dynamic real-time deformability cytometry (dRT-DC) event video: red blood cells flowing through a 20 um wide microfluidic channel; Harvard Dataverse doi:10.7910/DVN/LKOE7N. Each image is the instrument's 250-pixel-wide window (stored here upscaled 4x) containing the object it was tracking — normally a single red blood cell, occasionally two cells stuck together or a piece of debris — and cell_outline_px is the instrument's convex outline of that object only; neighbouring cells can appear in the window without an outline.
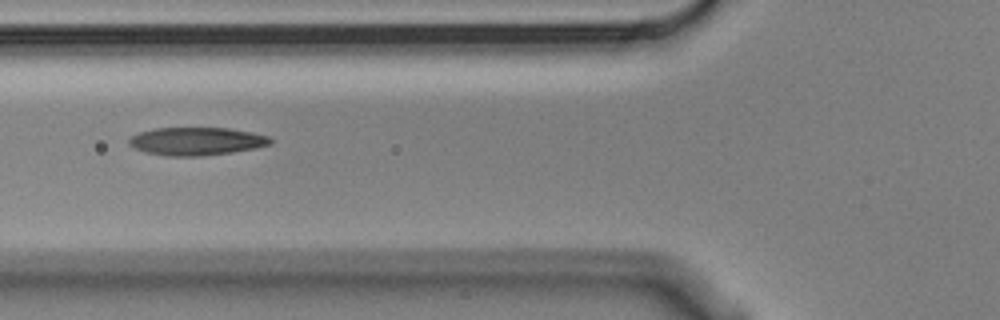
{"species": "Egyptian fruit bat (a non-hibernating species)", "species_latin": "Rousettus aegyptiacus", "temperature_condition": "cold", "stored_images_in_passage": 14, "camera_frame_rate_fps": 3000, "um_per_image_px": 0.085, "animal": {"sex": "male"}, "frame": {"image": 1, "passage_image": 5, "time_ms": 1.333, "image_size_px": [1000, 320], "cell_outline_px": [[272, 144], [256, 148], [232, 152], [200, 156], [168, 156], [144, 152], [128, 144], [128, 140], [132, 136], [140, 132], [156, 128], [228, 128], [252, 132], [268, 136], [272, 140]], "centroid_in_image_um": [16.72, 12.01], "position_along_channel_um": 109.1, "area_um2": 23.0}}
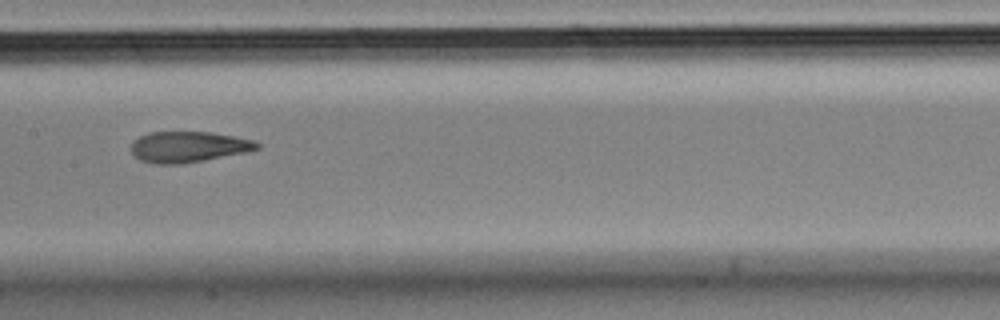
{"frame": {"image": 2, "passage_image": 7, "time_ms": 2.0, "image_size_px": [1000, 320], "cell_outline_px": [[260, 148], [248, 152], [204, 160], [180, 164], [156, 164], [140, 160], [132, 152], [132, 140], [148, 132], [208, 132], [256, 140], [260, 144]], "centroid_in_image_um": [16.03, 12.48], "position_along_channel_um": 191.4, "area_um2": 22.66}}
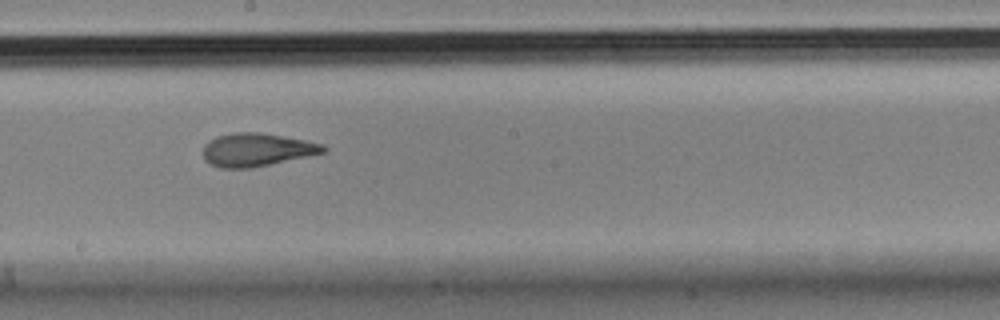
{"frame": {"image": 3, "passage_image": 8, "time_ms": 2.333, "image_size_px": [1000, 320], "cell_outline_px": [[328, 148], [324, 152], [308, 156], [252, 168], [220, 168], [208, 164], [204, 160], [204, 144], [208, 140], [216, 136], [236, 132], [260, 132], [304, 140], [324, 144]], "centroid_in_image_um": [21.79, 12.73], "position_along_channel_um": 226.4, "area_um2": 23.29}}